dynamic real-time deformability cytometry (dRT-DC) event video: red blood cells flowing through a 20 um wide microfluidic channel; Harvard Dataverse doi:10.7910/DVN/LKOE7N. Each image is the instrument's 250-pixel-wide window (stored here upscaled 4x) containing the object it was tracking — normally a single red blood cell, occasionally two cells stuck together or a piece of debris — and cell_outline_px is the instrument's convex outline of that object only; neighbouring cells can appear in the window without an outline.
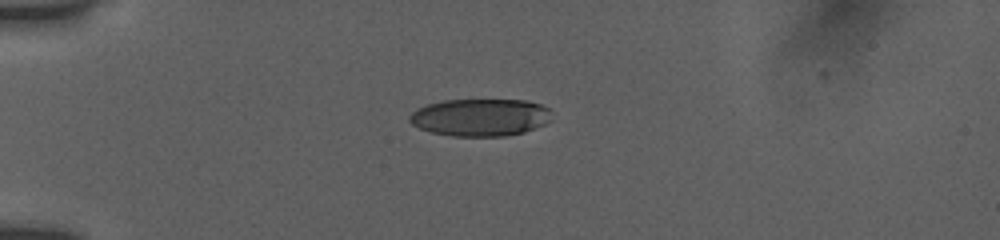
{"species": "human", "species_latin": "Homo sapiens", "temperature_condition": "room temperature", "stored_images_in_passage": 21, "camera_frame_rate_fps": 3000, "um_per_image_px": 0.085, "donor": {"sex": "female"}, "frame": {"image": 1, "passage_image": 1, "time_ms": 0.0, "image_size_px": [1000, 240], "cell_outline_px": [[552, 120], [544, 124], [524, 132], [504, 136], [452, 136], [432, 132], [420, 128], [412, 124], [408, 120], [408, 116], [416, 108], [428, 104], [444, 100], [524, 100], [540, 104], [548, 108]], "centroid_in_image_um": [40.8, 9.97], "position_along_channel_um": 44.2, "area_um2": 30.98}}
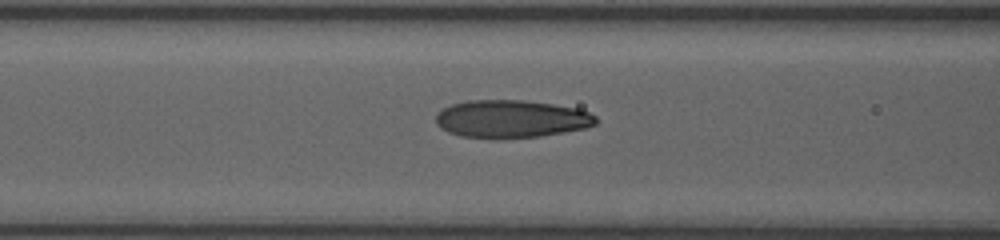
{"frame": {"image": 2, "passage_image": 10, "time_ms": 3.0, "image_size_px": [1000, 240], "cell_outline_px": [[596, 124], [584, 128], [564, 132], [540, 136], [460, 136], [448, 132], [440, 128], [436, 124], [436, 116], [444, 108], [452, 104], [468, 100], [524, 100], [552, 104], [576, 108], [588, 112], [596, 116]], "centroid_in_image_um": [43.46, 10.07], "position_along_channel_um": 123.1, "area_um2": 34.33}}
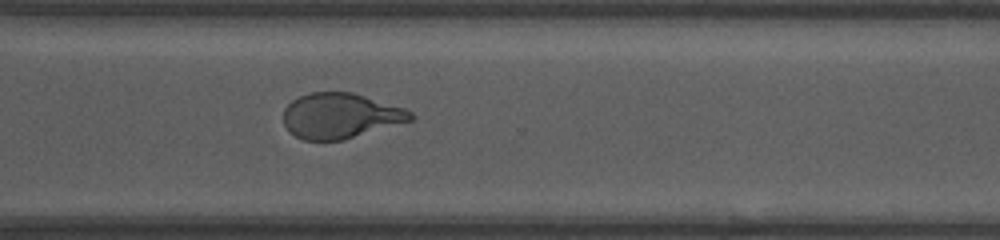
{"frame": {"image": 3, "passage_image": 21, "time_ms": 8.667, "image_size_px": [1000, 240], "cell_outline_px": [[416, 116], [412, 120], [340, 140], [304, 140], [288, 132], [284, 124], [284, 108], [292, 100], [300, 96], [312, 92], [352, 92], [404, 108], [412, 112]], "centroid_in_image_um": [28.9, 9.83], "position_along_channel_um": 341.7, "area_um2": 33.23}}